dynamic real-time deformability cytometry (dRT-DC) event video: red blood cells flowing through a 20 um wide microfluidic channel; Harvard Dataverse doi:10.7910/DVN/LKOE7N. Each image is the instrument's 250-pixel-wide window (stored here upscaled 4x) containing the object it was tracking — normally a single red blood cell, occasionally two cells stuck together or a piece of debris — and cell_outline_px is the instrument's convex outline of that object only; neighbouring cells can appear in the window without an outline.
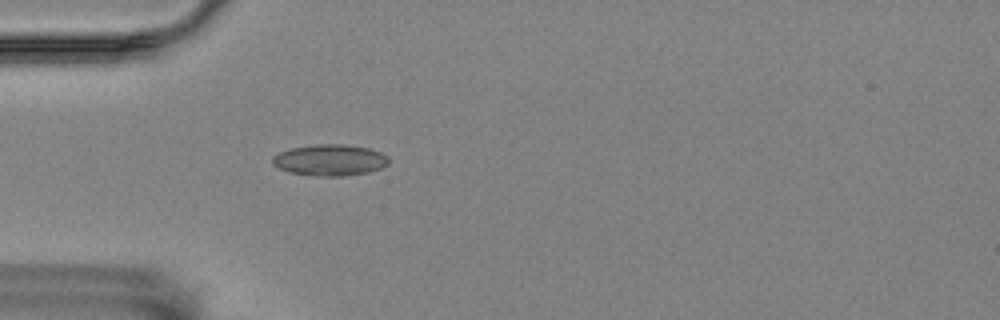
{"species": "Egyptian fruit bat (a non-hibernating species)", "species_latin": "Rousettus aegyptiacus", "temperature_condition": "room temperature", "stored_images_in_passage": 48, "camera_frame_rate_fps": 3000, "um_per_image_px": 0.085, "animal": {"sex": "female"}, "frame": {"image": 1, "passage_image": 8, "time_ms": 2.333, "image_size_px": [1000, 320], "cell_outline_px": [[388, 164], [380, 168], [368, 172], [344, 176], [316, 176], [288, 172], [272, 164], [272, 156], [280, 152], [292, 148], [316, 144], [344, 144], [368, 148], [380, 152], [388, 156]], "centroid_in_image_um": [28.03, 13.61], "position_along_channel_um": 57.0, "area_um2": 21.15}}
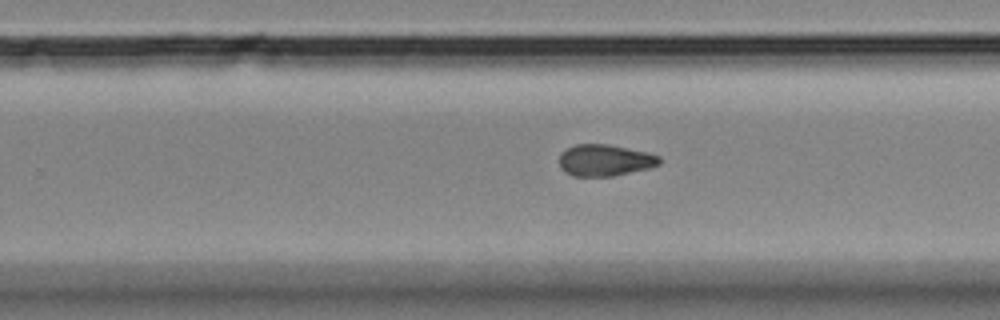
{"frame": {"image": 2, "passage_image": 27, "time_ms": 8.667, "image_size_px": [1000, 320], "cell_outline_px": [[660, 164], [652, 168], [612, 176], [572, 176], [564, 172], [560, 168], [560, 152], [576, 144], [608, 144], [648, 152], [660, 156]], "centroid_in_image_um": [51.43, 13.62], "position_along_channel_um": 278.4, "area_um2": 18.61}}
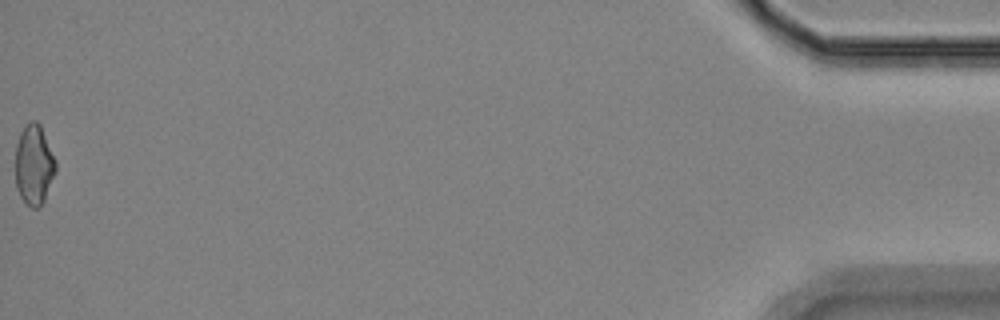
{"frame": {"image": 3, "passage_image": 48, "time_ms": 15.667, "image_size_px": [1000, 320], "cell_outline_px": [[56, 172], [44, 200], [36, 208], [32, 208], [20, 196], [16, 188], [16, 144], [20, 132], [24, 124], [32, 120], [36, 120], [40, 124], [56, 160]], "centroid_in_image_um": [2.89, 13.96], "position_along_channel_um": 432.3, "area_um2": 18.84}, "authors_computed_cell_mechanics": {"area_um2": 18.8428, "velocity_mm_per_s": 3.5561, "shape_relaxation_time_tau1_ms": null, "shape_relaxation_time_tau2_ms": 2.0111, "deformation_change_tau1": null, "deformation_change_tau2": 0.084}}